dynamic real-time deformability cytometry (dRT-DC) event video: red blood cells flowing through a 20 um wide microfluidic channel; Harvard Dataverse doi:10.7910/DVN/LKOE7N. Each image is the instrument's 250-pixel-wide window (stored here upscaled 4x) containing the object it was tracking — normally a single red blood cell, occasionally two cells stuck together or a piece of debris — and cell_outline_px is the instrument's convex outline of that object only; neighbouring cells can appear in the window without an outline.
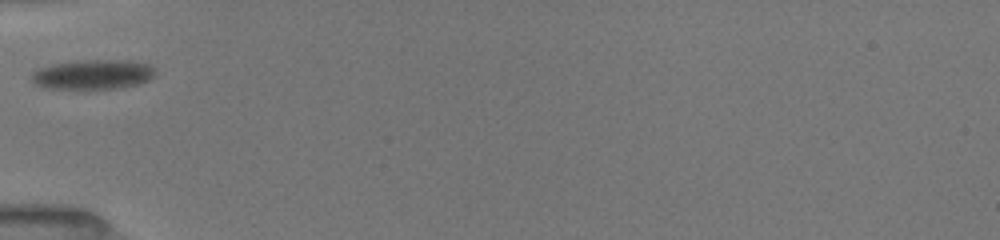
{"species": "common noctule bat (a hibernating species)", "species_latin": "Nyctalus noctula", "temperature_condition": "room temperature", "stored_images_in_passage": 4, "camera_frame_rate_fps": 3000, "um_per_image_px": 0.085, "animal": {"sex": "female", "body_mass_g": 19.5, "forearm_length_mm": 54.1}, "frame": {"image": 1, "passage_image": 1, "time_ms": 0.0, "image_size_px": [1000, 240], "cell_outline_px": [[156, 68], [152, 76], [148, 80], [136, 84], [120, 88], [84, 92], [44, 88], [36, 84], [32, 80], [32, 72], [40, 68], [52, 64], [96, 60], [116, 60], [148, 64]], "centroid_in_image_um": [7.84, 6.4], "position_along_channel_um": 77.2, "area_um2": 21.85}}